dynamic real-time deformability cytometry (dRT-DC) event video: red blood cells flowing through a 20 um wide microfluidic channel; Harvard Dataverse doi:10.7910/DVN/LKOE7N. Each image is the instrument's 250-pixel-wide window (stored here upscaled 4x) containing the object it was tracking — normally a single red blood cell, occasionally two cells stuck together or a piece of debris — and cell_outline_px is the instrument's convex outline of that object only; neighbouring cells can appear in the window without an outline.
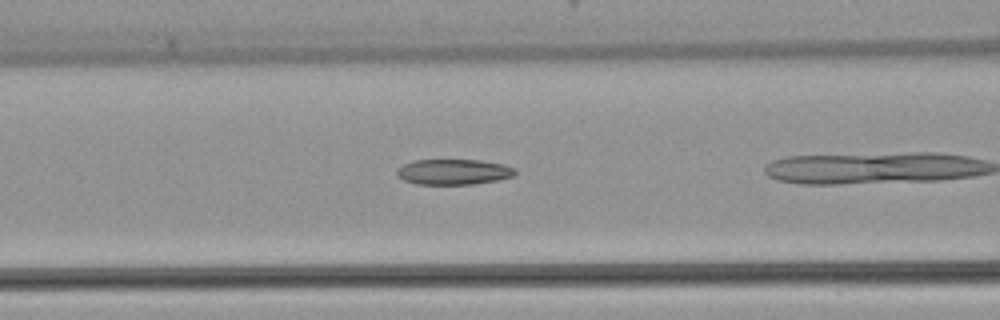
{"species": "common noctule bat (a hibernating species)", "species_latin": "Nyctalus noctula", "temperature_condition": "warm", "stored_images_in_passage": 15, "camera_frame_rate_fps": 3000, "um_per_image_px": 0.085, "animal": {"sex": "female", "body_mass_g": 22.7, "forearm_length_mm": 54.2}, "frame": {"image": 1, "passage_image": 5, "time_ms": 1.333, "image_size_px": [1000, 320], "cell_outline_px": [[516, 172], [512, 176], [496, 180], [476, 184], [416, 184], [404, 180], [396, 176], [396, 168], [412, 160], [480, 160], [504, 164], [516, 168]], "centroid_in_image_um": [38.52, 14.6], "position_along_channel_um": 128.1, "area_um2": 17.69}}